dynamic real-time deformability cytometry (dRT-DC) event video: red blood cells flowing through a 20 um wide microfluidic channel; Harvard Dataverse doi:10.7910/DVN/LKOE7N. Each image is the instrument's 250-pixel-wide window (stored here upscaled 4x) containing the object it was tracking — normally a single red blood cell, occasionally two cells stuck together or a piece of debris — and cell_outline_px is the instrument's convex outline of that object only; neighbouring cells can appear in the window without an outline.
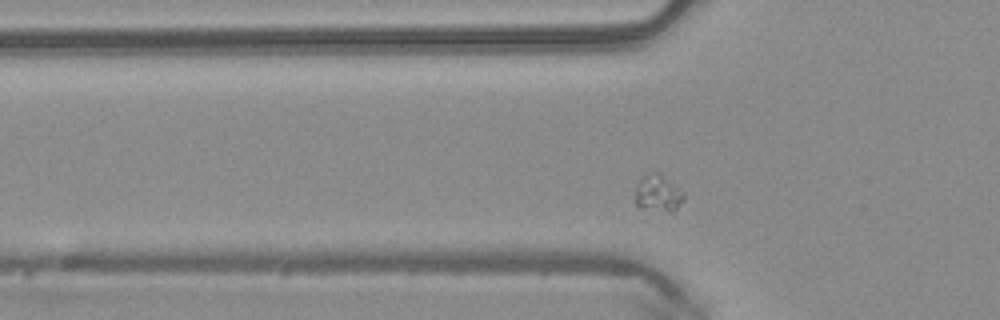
{"species": "common noctule bat (a hibernating species)", "species_latin": "Nyctalus noctula", "temperature_condition": "warm", "stored_images_in_passage": 42, "camera_frame_rate_fps": 3000, "um_per_image_px": 0.085, "animal": {"sex": "male", "body_mass_g": 20.4}, "frame": {"image": 1, "passage_image": 6, "time_ms": 1.667, "image_size_px": [1000, 320], "cell_outline_px": [[684, 200], [672, 212], [668, 212], [640, 208], [636, 204], [636, 180], [640, 176], [648, 172], [660, 172], [684, 192]], "centroid_in_image_um": [55.91, 16.39], "position_along_channel_um": 69.9, "area_um2": 10.75}}
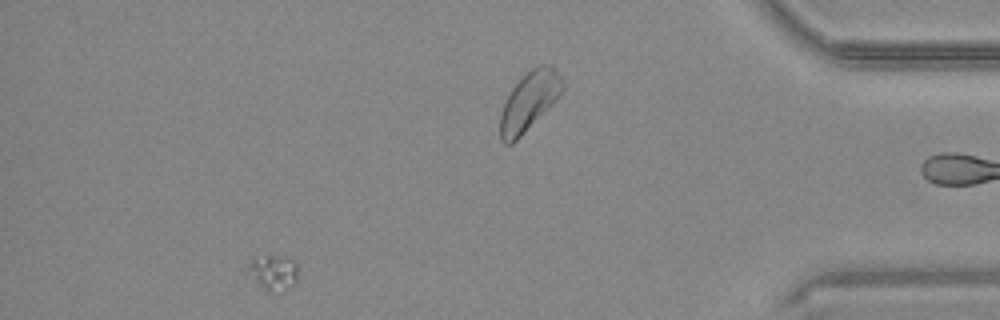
{"frame": {"image": 2, "passage_image": 37, "time_ms": 12.0, "image_size_px": [1000, 320], "cell_outline_px": [[296, 284], [292, 288], [268, 292], [244, 272], [244, 268], [252, 256], [276, 256], [296, 260]], "centroid_in_image_um": [23.15, 23.14], "position_along_channel_um": 412.1, "area_um2": 10.64}}